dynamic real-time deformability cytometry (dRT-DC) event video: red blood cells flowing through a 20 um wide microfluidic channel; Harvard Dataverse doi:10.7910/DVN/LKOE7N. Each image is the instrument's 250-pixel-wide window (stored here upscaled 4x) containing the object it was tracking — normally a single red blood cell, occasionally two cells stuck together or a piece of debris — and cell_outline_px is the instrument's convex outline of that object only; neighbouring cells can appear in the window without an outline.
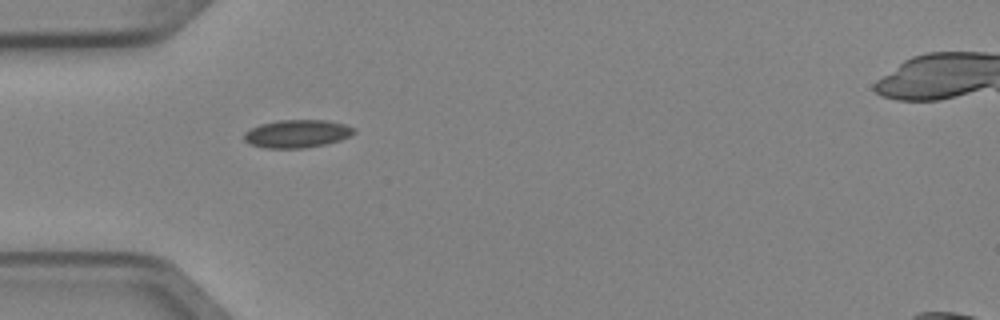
{"species": "Egyptian fruit bat (a non-hibernating species)", "species_latin": "Rousettus aegyptiacus", "temperature_condition": "cold", "stored_images_in_passage": 5, "camera_frame_rate_fps": 3000, "um_per_image_px": 0.085, "animal": {"sex": "female"}, "frame": {"image": 1, "passage_image": 4, "time_ms": 1.0, "image_size_px": [1000, 320], "cell_outline_px": [[356, 132], [340, 140], [324, 144], [304, 148], [264, 148], [252, 144], [244, 140], [244, 132], [260, 124], [276, 120], [328, 120], [344, 124], [356, 128]], "centroid_in_image_um": [25.25, 11.35], "position_along_channel_um": 59.7, "area_um2": 17.86}}
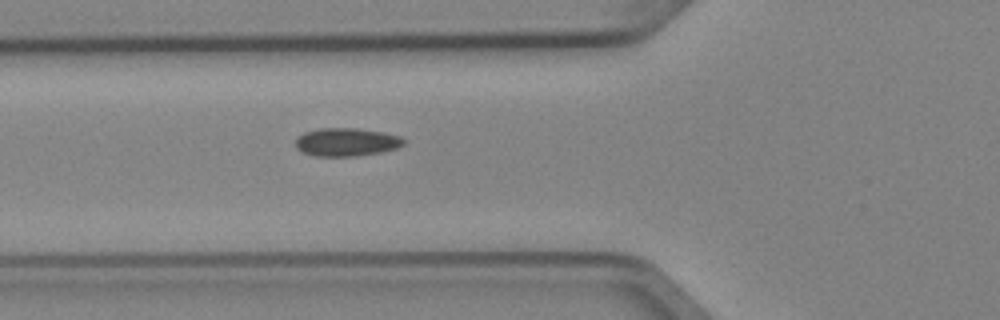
{"frame": {"image": 2, "passage_image": 5, "time_ms": 1.333, "image_size_px": [1000, 320], "cell_outline_px": [[404, 144], [396, 148], [380, 152], [352, 156], [316, 156], [304, 152], [296, 148], [296, 136], [304, 132], [320, 128], [356, 128], [384, 132], [400, 136], [404, 140]], "centroid_in_image_um": [29.43, 12.06], "position_along_channel_um": 96.4, "area_um2": 17.69}}